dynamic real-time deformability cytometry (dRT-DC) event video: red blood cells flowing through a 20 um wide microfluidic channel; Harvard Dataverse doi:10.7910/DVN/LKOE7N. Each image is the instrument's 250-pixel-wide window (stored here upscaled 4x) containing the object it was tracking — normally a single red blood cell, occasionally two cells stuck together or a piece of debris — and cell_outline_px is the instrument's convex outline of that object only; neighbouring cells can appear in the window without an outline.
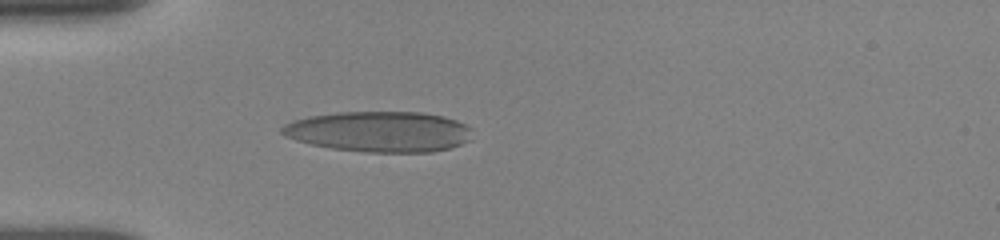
{"species": "human", "species_latin": "Homo sapiens", "temperature_condition": "room temperature", "stored_images_in_passage": 5, "camera_frame_rate_fps": 3000, "um_per_image_px": 0.085, "donor": {"sex": "female"}, "frame": {"image": 1, "passage_image": 3, "time_ms": 1.333, "image_size_px": [1000, 240], "cell_outline_px": [[472, 140], [452, 148], [432, 152], [368, 152], [332, 148], [312, 144], [296, 140], [284, 136], [280, 132], [280, 128], [284, 124], [292, 120], [308, 116], [336, 112], [424, 112], [444, 116], [456, 120], [472, 128]], "centroid_in_image_um": [32.27, 11.18], "position_along_channel_um": 52.7, "area_um2": 45.49}}
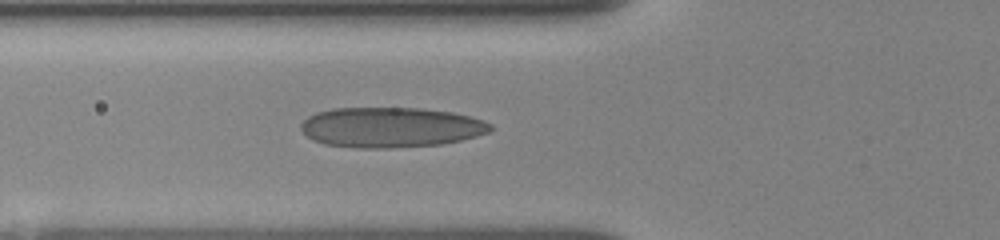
{"frame": {"image": 2, "passage_image": 5, "time_ms": 2.667, "image_size_px": [1000, 240], "cell_outline_px": [[492, 132], [460, 140], [440, 144], [388, 148], [356, 148], [324, 144], [312, 140], [300, 128], [300, 124], [308, 116], [316, 112], [332, 108], [420, 108], [452, 112], [484, 120], [492, 124]], "centroid_in_image_um": [33.21, 10.82], "position_along_channel_um": 92.6, "area_um2": 44.51}}